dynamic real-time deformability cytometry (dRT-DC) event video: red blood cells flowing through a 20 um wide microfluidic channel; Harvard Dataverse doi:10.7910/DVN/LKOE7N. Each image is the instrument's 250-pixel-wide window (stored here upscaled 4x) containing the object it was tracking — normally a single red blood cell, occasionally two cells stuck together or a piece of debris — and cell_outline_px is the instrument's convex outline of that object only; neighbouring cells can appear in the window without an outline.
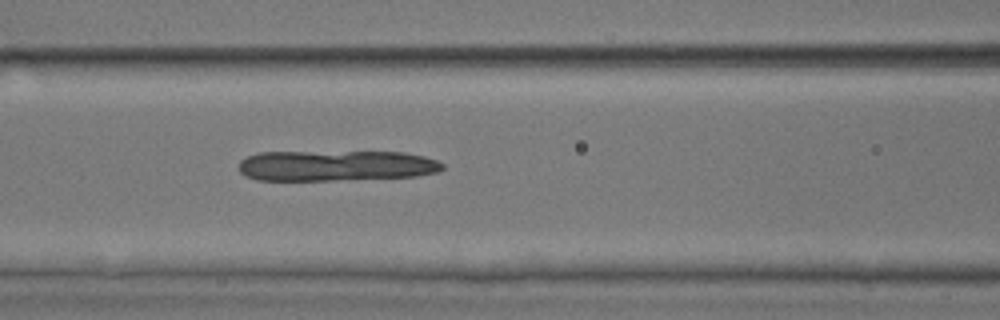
{"species": "common noctule bat (a hibernating species)", "species_latin": "Nyctalus noctula", "temperature_condition": "room temperature", "stored_images_in_passage": 37, "camera_frame_rate_fps": 3000, "um_per_image_px": 0.085, "animal": {"sex": "male", "body_mass_g": 17.9, "forearm_length_mm": 54.2}, "frame": {"image": 1, "passage_image": 8, "time_ms": 2.333, "image_size_px": [1000, 320], "cell_outline_px": [[444, 168], [436, 172], [416, 176], [332, 180], [256, 180], [244, 176], [240, 172], [240, 160], [248, 156], [260, 152], [404, 152], [424, 156], [436, 160], [444, 164]], "centroid_in_image_um": [28.54, 14.08], "position_along_channel_um": 138.1, "area_um2": 36.36}}
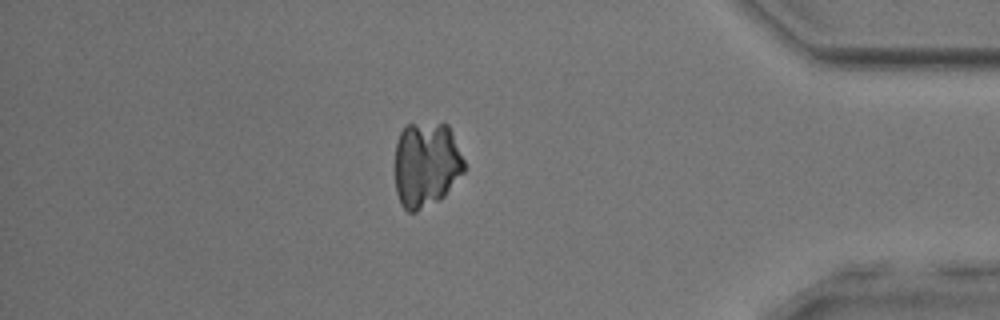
{"frame": {"image": 2, "passage_image": 30, "time_ms": 9.667, "image_size_px": [1000, 320], "cell_outline_px": [[468, 168], [444, 196], [440, 200], [416, 212], [408, 212], [400, 204], [396, 192], [392, 168], [396, 144], [400, 132], [404, 124], [448, 124], [452, 132]], "centroid_in_image_um": [36.2, 14.01], "position_along_channel_um": 399.0, "area_um2": 35.55}}
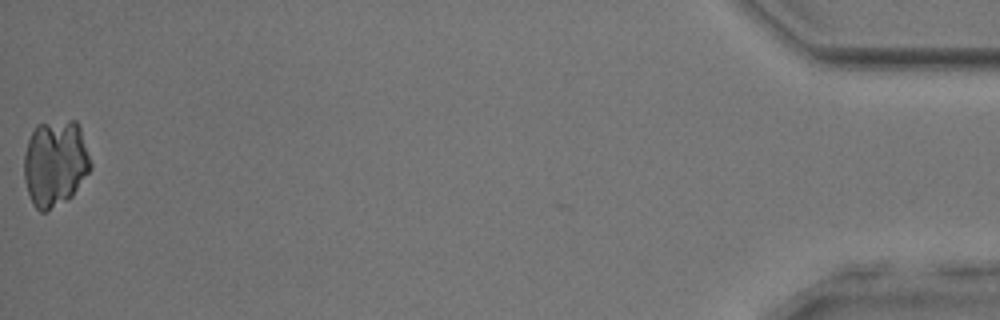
{"frame": {"image": 3, "passage_image": 37, "time_ms": 12.0, "image_size_px": [1000, 320], "cell_outline_px": [[92, 168], [72, 196], [68, 200], [48, 212], [40, 212], [32, 204], [24, 180], [24, 156], [28, 140], [36, 124], [68, 120], [76, 120], [80, 128], [92, 164]], "centroid_in_image_um": [4.69, 13.9], "position_along_channel_um": 430.5, "area_um2": 33.87}}